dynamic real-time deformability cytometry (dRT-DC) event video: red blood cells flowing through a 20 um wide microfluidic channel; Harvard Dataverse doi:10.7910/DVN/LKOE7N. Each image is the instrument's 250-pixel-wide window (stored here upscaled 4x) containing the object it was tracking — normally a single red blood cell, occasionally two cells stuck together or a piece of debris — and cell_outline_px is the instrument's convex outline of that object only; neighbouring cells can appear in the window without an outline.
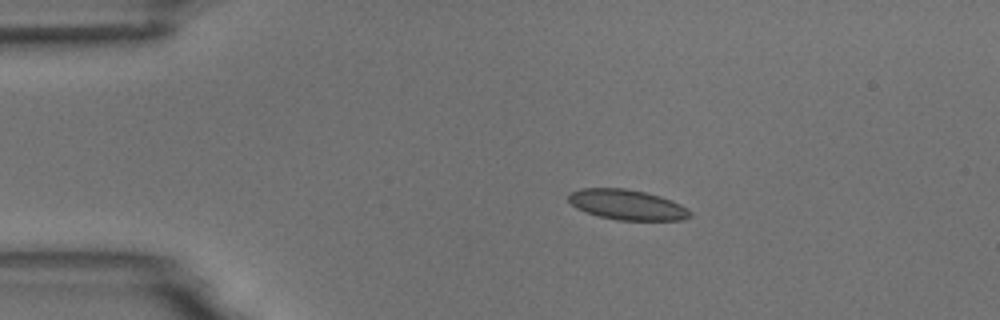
{"species": "common noctule bat (a hibernating species)", "species_latin": "Nyctalus noctula", "temperature_condition": "room temperature", "stored_images_in_passage": 7, "camera_frame_rate_fps": 3000, "um_per_image_px": 0.085, "animal": {"sex": "male", "body_mass_g": 18.8}, "frame": {"image": 1, "passage_image": 2, "time_ms": 1.333, "image_size_px": [1000, 320], "cell_outline_px": [[692, 216], [684, 220], [616, 220], [600, 216], [576, 208], [568, 200], [568, 192], [580, 188], [624, 188], [644, 192], [660, 196], [672, 200], [688, 208], [692, 212]], "centroid_in_image_um": [53.32, 17.4], "position_along_channel_um": 31.7, "area_um2": 21.5}}
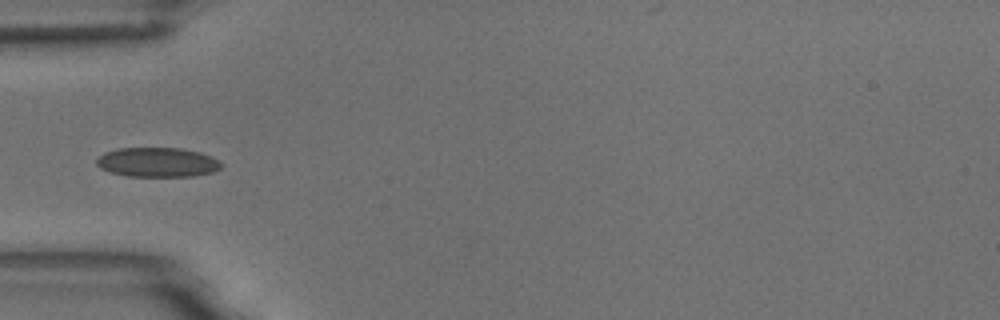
{"frame": {"image": 2, "passage_image": 4, "time_ms": 3.667, "image_size_px": [1000, 320], "cell_outline_px": [[224, 164], [220, 168], [212, 172], [192, 176], [128, 176], [108, 172], [100, 168], [96, 164], [96, 160], [104, 152], [120, 148], [180, 148], [200, 152], [220, 160]], "centroid_in_image_um": [13.38, 13.79], "position_along_channel_um": 71.6, "area_um2": 21.5}}